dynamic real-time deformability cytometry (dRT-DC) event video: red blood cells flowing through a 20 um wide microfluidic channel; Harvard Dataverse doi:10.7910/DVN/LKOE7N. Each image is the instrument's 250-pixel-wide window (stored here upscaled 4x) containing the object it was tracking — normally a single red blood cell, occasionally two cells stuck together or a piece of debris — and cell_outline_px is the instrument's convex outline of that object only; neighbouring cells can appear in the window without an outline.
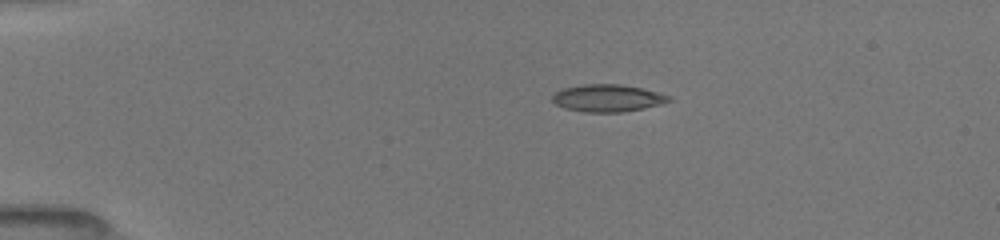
{"species": "common noctule bat (a hibernating species)", "species_latin": "Nyctalus noctula", "temperature_condition": "room temperature", "stored_images_in_passage": 59, "camera_frame_rate_fps": 3000, "um_per_image_px": 0.085, "animal": {"sex": "female", "body_mass_g": 19.5, "forearm_length_mm": 54.1}, "frame": {"image": 1, "passage_image": 1, "time_ms": 0.0, "image_size_px": [1000, 240], "cell_outline_px": [[672, 100], [660, 104], [644, 108], [624, 112], [584, 112], [564, 108], [556, 104], [552, 100], [552, 96], [556, 92], [564, 88], [584, 84], [620, 84], [640, 88], [672, 96]], "centroid_in_image_um": [51.64, 8.34], "position_along_channel_um": 33.4, "area_um2": 18.44}}
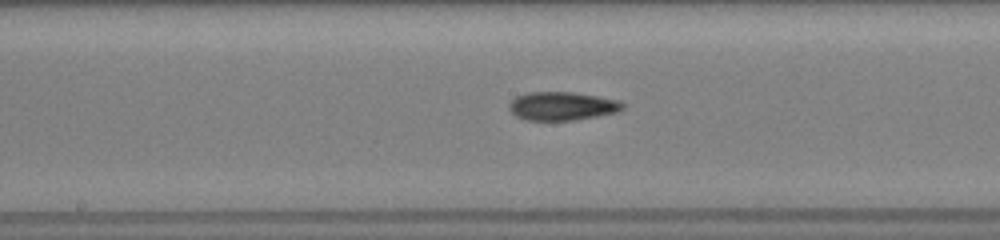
{"frame": {"image": 2, "passage_image": 23, "time_ms": 5.667, "image_size_px": [1000, 240], "cell_outline_px": [[628, 104], [620, 112], [572, 120], [528, 120], [516, 116], [508, 108], [508, 104], [516, 96], [528, 92], [572, 92], [620, 100]], "centroid_in_image_um": [47.82, 9.01], "position_along_channel_um": 200.4, "area_um2": 18.96}}
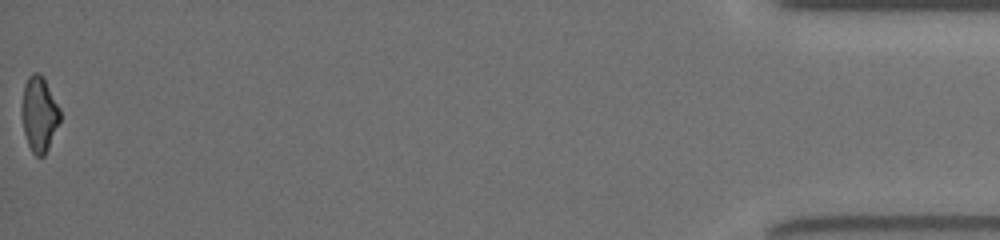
{"frame": {"image": 3, "passage_image": 58, "time_ms": 13.667, "image_size_px": [1000, 240], "cell_outline_px": [[60, 120], [48, 148], [44, 156], [36, 156], [32, 152], [28, 144], [24, 132], [20, 112], [20, 108], [24, 84], [28, 76], [32, 72], [40, 72], [44, 76], [60, 108]], "centroid_in_image_um": [3.31, 9.64], "position_along_channel_um": 431.9, "area_um2": 17.11}, "authors_computed_cell_mechanics": {"area_um2": 17.918, "velocity_mm_per_s": 4.008, "shape_relaxation_time_tau1_ms": 8.8329, "shape_relaxation_time_tau2_ms": 7.9667, "deformation_change_tau1": 0.2157, "deformation_change_tau2": 0.1782}}